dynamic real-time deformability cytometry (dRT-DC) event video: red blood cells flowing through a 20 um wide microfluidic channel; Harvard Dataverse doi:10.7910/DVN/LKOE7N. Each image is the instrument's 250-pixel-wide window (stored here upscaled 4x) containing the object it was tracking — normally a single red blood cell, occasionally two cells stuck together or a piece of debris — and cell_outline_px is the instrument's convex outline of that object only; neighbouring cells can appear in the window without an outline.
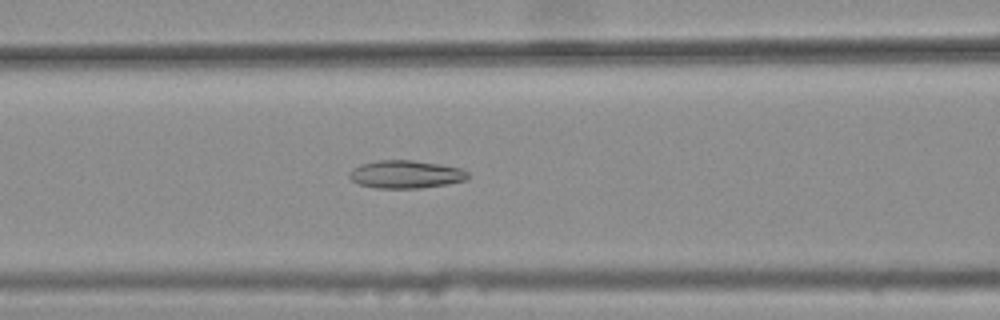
{"species": "common noctule bat (a hibernating species)", "species_latin": "Nyctalus noctula", "temperature_condition": "warm", "stored_images_in_passage": 46, "camera_frame_rate_fps": 3000, "um_per_image_px": 0.085, "animal": {"sex": "female", "body_mass_g": 25.1}, "frame": {"image": 1, "passage_image": 22, "time_ms": 7.0, "image_size_px": [1000, 320], "cell_outline_px": [[468, 180], [448, 184], [420, 188], [376, 188], [360, 184], [352, 180], [348, 176], [348, 172], [352, 168], [360, 164], [376, 160], [412, 160], [440, 164], [460, 168], [468, 172]], "centroid_in_image_um": [34.48, 14.81], "position_along_channel_um": 132.1, "area_um2": 19.42}}
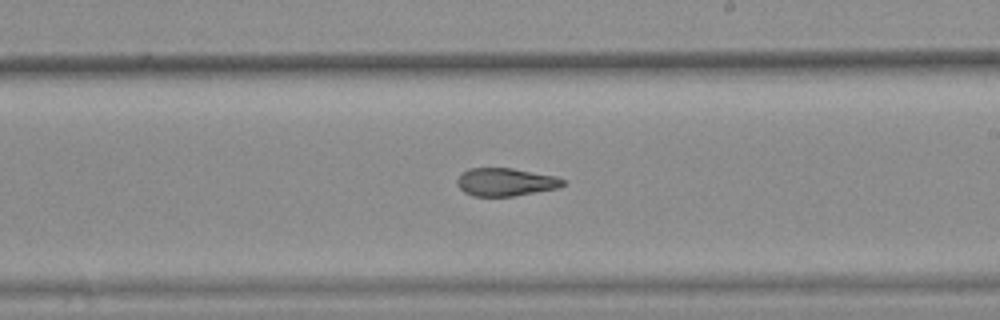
{"frame": {"image": 2, "passage_image": 31, "time_ms": 10.0, "image_size_px": [1000, 320], "cell_outline_px": [[568, 180], [560, 188], [512, 196], [472, 196], [464, 192], [456, 184], [456, 180], [468, 168], [512, 168], [556, 176]], "centroid_in_image_um": [43.0, 15.47], "position_along_channel_um": 246.0, "area_um2": 17.34}}
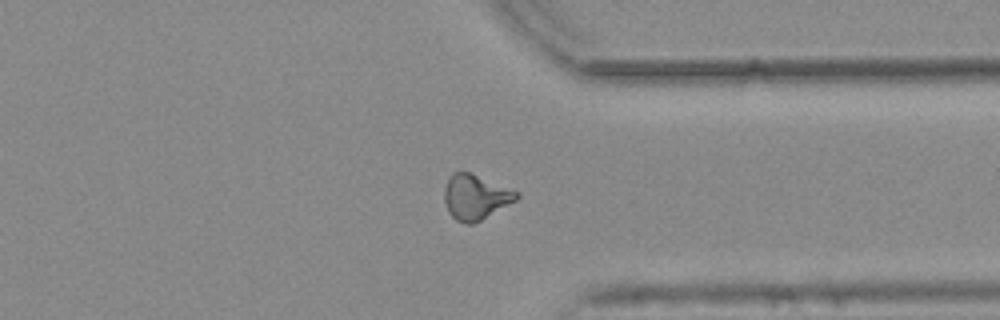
{"frame": {"image": 3, "passage_image": 41, "time_ms": 13.333, "image_size_px": [1000, 320], "cell_outline_px": [[520, 196], [516, 200], [480, 220], [472, 224], [468, 224], [456, 220], [448, 212], [444, 200], [444, 188], [452, 172], [468, 172], [520, 192]], "centroid_in_image_um": [40.4, 16.75], "position_along_channel_um": 371.0, "area_um2": 18.67}, "authors_computed_cell_mechanics": {"area_um2": 18.6694, "velocity_mm_per_s": 3.8034, "shape_relaxation_time_tau1_ms": null, "shape_relaxation_time_tau2_ms": 2.8829, "deformation_change_tau1": null, "deformation_change_tau2": 0.1081}}